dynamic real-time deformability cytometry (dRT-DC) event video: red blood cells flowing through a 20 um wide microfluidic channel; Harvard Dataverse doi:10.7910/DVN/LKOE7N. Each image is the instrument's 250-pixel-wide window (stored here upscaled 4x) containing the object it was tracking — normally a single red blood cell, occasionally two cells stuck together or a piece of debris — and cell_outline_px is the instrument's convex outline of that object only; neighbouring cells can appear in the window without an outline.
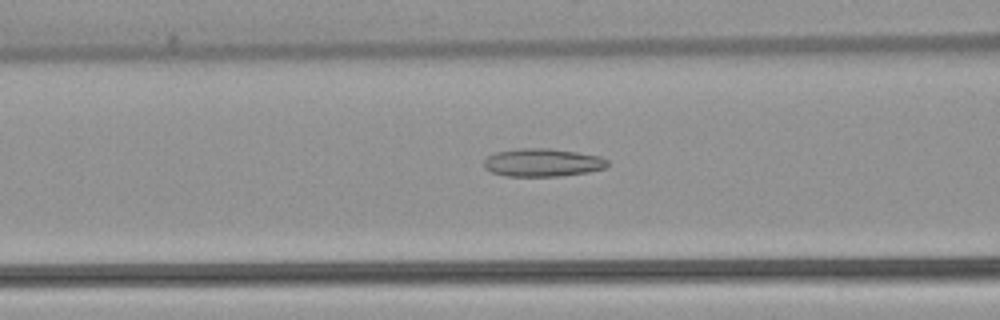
{"species": "common noctule bat (a hibernating species)", "species_latin": "Nyctalus noctula", "temperature_condition": "warm", "stored_images_in_passage": 52, "camera_frame_rate_fps": 3000, "um_per_image_px": 0.085, "animal": {"sex": "female", "body_mass_g": 22.7, "forearm_length_mm": 54.2}, "frame": {"image": 1, "passage_image": 21, "time_ms": 6.667, "image_size_px": [1000, 320], "cell_outline_px": [[608, 164], [604, 168], [588, 172], [556, 176], [508, 176], [492, 172], [484, 168], [484, 160], [488, 156], [496, 152], [520, 148], [548, 148], [576, 152], [600, 156], [608, 160]], "centroid_in_image_um": [46.11, 13.81], "position_along_channel_um": 120.5, "area_um2": 20.06}}
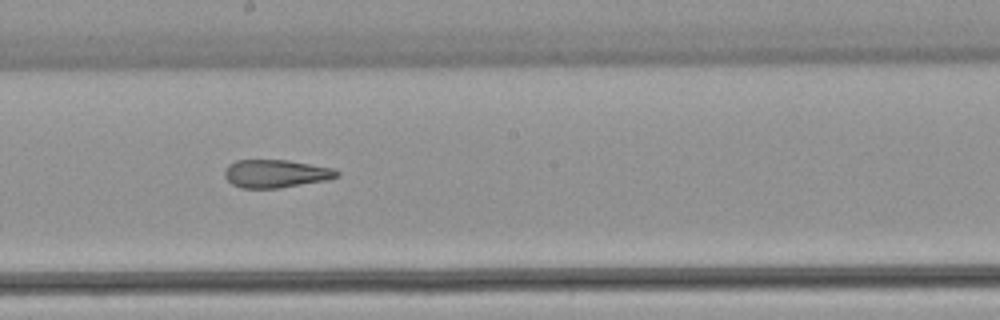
{"frame": {"image": 2, "passage_image": 29, "time_ms": 9.333, "image_size_px": [1000, 320], "cell_outline_px": [[340, 176], [328, 180], [280, 188], [240, 188], [232, 184], [224, 176], [224, 172], [228, 164], [236, 160], [288, 160], [332, 168], [340, 172]], "centroid_in_image_um": [23.45, 14.76], "position_along_channel_um": 224.8, "area_um2": 18.44}}
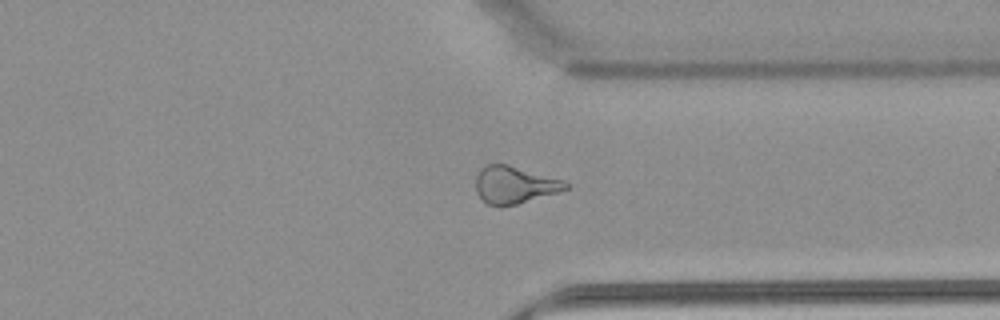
{"frame": {"image": 3, "passage_image": 40, "time_ms": 13.0, "image_size_px": [1000, 320], "cell_outline_px": [[568, 188], [556, 192], [516, 204], [500, 208], [488, 204], [476, 192], [476, 176], [480, 168], [488, 164], [508, 164], [564, 180], [568, 184]], "centroid_in_image_um": [43.69, 15.71], "position_along_channel_um": 367.7, "area_um2": 19.42}, "authors_computed_cell_mechanics": {"area_um2": 20.9525, "velocity_mm_per_s": 3.9129, "shape_relaxation_time_tau1_ms": null, "shape_relaxation_time_tau2_ms": 2.4628, "deformation_change_tau1": null, "deformation_change_tau2": 0.1219}}